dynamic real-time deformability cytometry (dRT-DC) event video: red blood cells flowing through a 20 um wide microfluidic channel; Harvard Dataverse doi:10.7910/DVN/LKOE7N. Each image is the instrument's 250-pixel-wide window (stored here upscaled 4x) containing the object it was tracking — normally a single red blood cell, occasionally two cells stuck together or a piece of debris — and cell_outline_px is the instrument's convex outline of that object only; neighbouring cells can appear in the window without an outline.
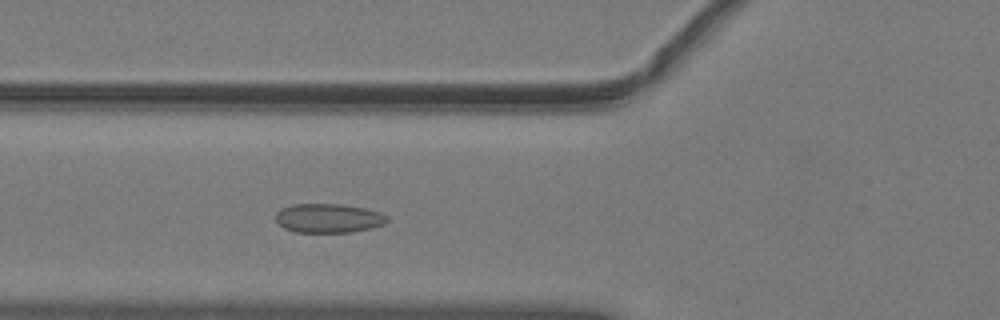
{"species": "common noctule bat (a hibernating species)", "species_latin": "Nyctalus noctula", "temperature_condition": "warm", "stored_images_in_passage": 37, "camera_frame_rate_fps": 3000, "um_per_image_px": 0.085, "animal": {"sex": "male", "body_mass_g": 19.2, "forearm_length_mm": 51.8}, "frame": {"image": 1, "passage_image": 12, "time_ms": 3.667, "image_size_px": [1000, 320], "cell_outline_px": [[388, 220], [384, 224], [372, 228], [352, 232], [296, 232], [284, 228], [276, 220], [276, 212], [280, 208], [292, 204], [340, 204], [364, 208], [380, 212], [388, 216]], "centroid_in_image_um": [27.92, 18.54], "position_along_channel_um": 97.9, "area_um2": 18.96}}
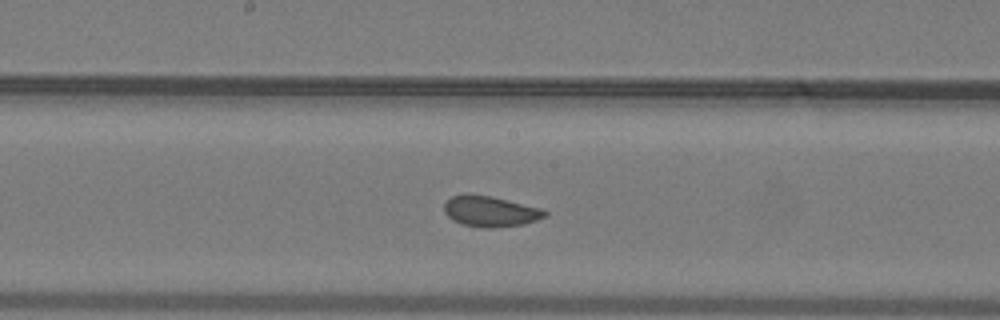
{"frame": {"image": 2, "passage_image": 20, "time_ms": 6.333, "image_size_px": [1000, 320], "cell_outline_px": [[548, 216], [524, 224], [496, 228], [484, 228], [464, 224], [452, 220], [444, 212], [444, 200], [452, 196], [492, 196], [540, 208], [548, 212]], "centroid_in_image_um": [41.7, 17.99], "position_along_channel_um": 206.5, "area_um2": 17.74}}
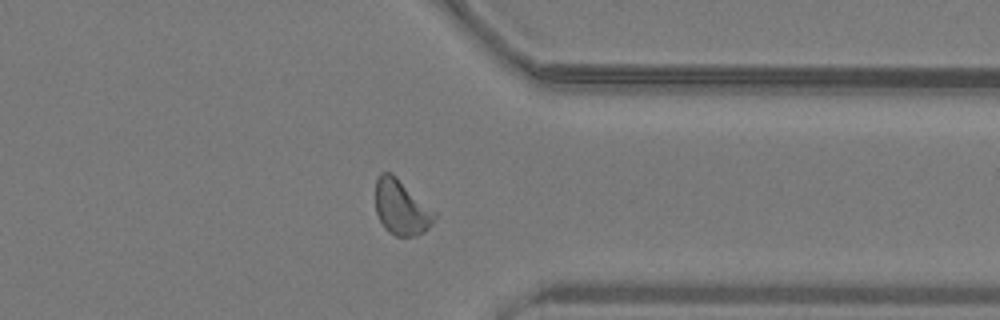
{"frame": {"image": 3, "passage_image": 33, "time_ms": 10.667, "image_size_px": [1000, 320], "cell_outline_px": [[436, 216], [432, 224], [424, 232], [416, 236], [396, 236], [388, 232], [384, 228], [376, 212], [376, 180], [380, 172], [392, 172], [436, 212]], "centroid_in_image_um": [34.11, 17.63], "position_along_channel_um": 377.3, "area_um2": 19.02}, "authors_computed_cell_mechanics": {"area_um2": 18.4382, "velocity_mm_per_s": 4.0496, "shape_relaxation_time_tau1_ms": 6.0978, "shape_relaxation_time_tau2_ms": 1.0484, "deformation_change_tau1": 0.1086, "deformation_change_tau2": 0.0395}}